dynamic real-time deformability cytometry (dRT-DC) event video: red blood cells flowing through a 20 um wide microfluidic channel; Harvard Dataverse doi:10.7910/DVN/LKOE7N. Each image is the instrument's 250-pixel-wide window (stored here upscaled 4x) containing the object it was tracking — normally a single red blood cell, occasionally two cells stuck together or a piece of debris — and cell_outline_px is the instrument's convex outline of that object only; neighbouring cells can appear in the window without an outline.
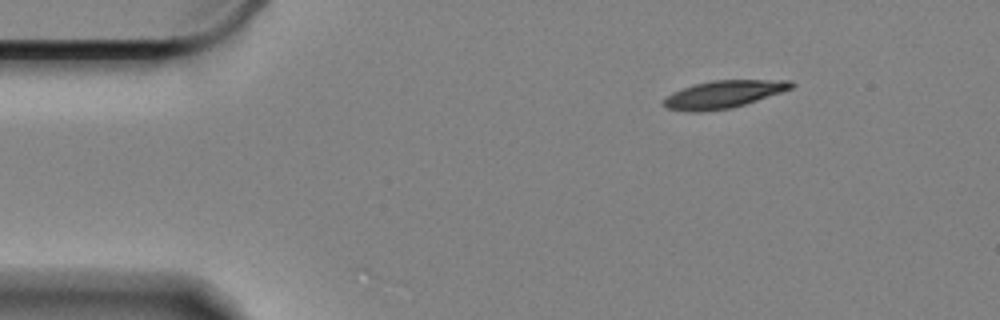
{"species": "Egyptian fruit bat (a non-hibernating species)", "species_latin": "Rousettus aegyptiacus", "temperature_condition": "cold", "stored_images_in_passage": 35, "camera_frame_rate_fps": 3000, "um_per_image_px": 0.085, "animal": {"sex": "female"}, "frame": {"image": 1, "passage_image": 1, "time_ms": 0.0, "image_size_px": [1000, 320], "cell_outline_px": [[796, 84], [792, 88], [732, 108], [700, 112], [692, 112], [668, 108], [664, 104], [664, 100], [672, 92], [696, 84], [712, 80], [792, 80]], "centroid_in_image_um": [61.52, 8.01], "position_along_channel_um": 23.5, "area_um2": 20.11}}
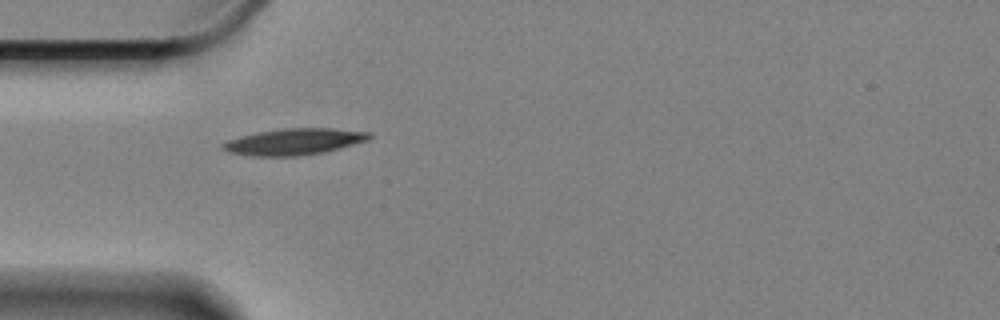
{"frame": {"image": 2, "passage_image": 10, "time_ms": 3.0, "image_size_px": [1000, 320], "cell_outline_px": [[372, 136], [368, 140], [324, 152], [300, 156], [252, 156], [228, 152], [220, 148], [220, 144], [228, 140], [240, 136], [256, 132], [280, 128], [332, 128], [372, 132]], "centroid_in_image_um": [24.97, 12.04], "position_along_channel_um": 60.0, "area_um2": 22.72}}
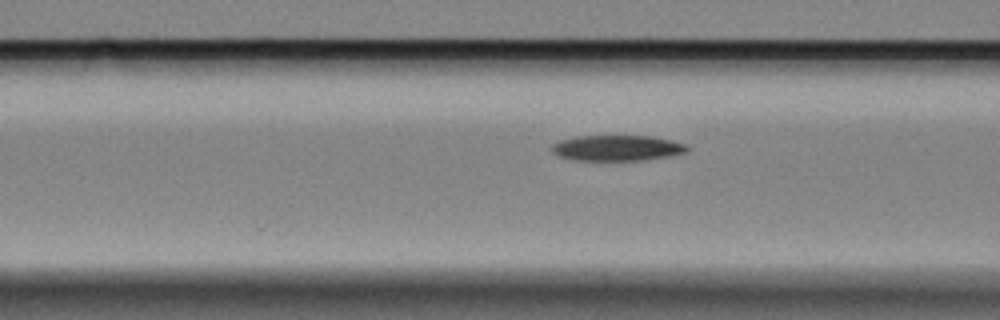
{"frame": {"image": 3, "passage_image": 15, "time_ms": 4.667, "image_size_px": [1000, 320], "cell_outline_px": [[688, 152], [668, 156], [644, 160], [572, 160], [560, 156], [552, 152], [552, 144], [560, 140], [576, 136], [652, 136], [688, 144]], "centroid_in_image_um": [52.46, 12.58], "position_along_channel_um": 114.1, "area_um2": 20.23}}